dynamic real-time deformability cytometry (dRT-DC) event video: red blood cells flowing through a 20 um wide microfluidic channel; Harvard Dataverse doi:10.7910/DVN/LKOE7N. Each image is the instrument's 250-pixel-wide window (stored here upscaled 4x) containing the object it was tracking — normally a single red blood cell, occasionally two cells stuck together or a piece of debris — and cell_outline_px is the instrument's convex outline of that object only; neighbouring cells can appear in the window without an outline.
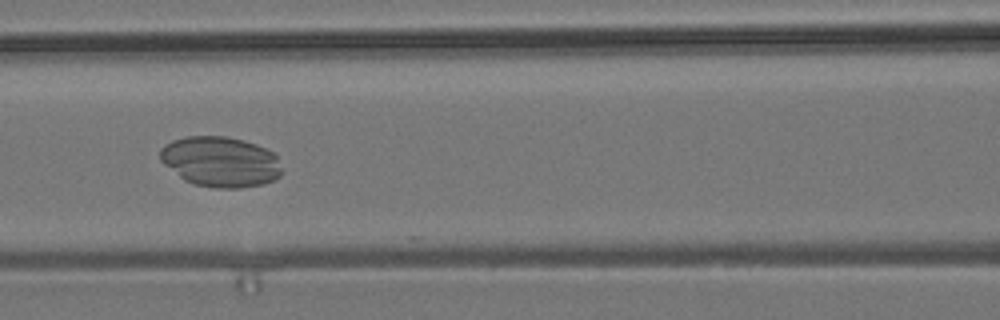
{"species": "common noctule bat (a hibernating species)", "species_latin": "Nyctalus noctula", "temperature_condition": "room temperature", "stored_images_in_passage": 8, "camera_frame_rate_fps": 3000, "um_per_image_px": 0.085, "animal": {"sex": "male", "body_mass_g": 19.2, "forearm_length_mm": 51.8}, "frame": {"image": 1, "passage_image": 6, "time_ms": 6.667, "image_size_px": [1000, 320], "cell_outline_px": [[284, 172], [280, 176], [264, 184], [240, 188], [216, 188], [196, 184], [184, 180], [164, 164], [160, 160], [160, 148], [164, 144], [172, 140], [184, 136], [228, 136], [244, 140], [256, 144], [272, 152], [276, 156]], "centroid_in_image_um": [18.74, 13.74], "position_along_channel_um": 147.9, "area_um2": 35.95}}
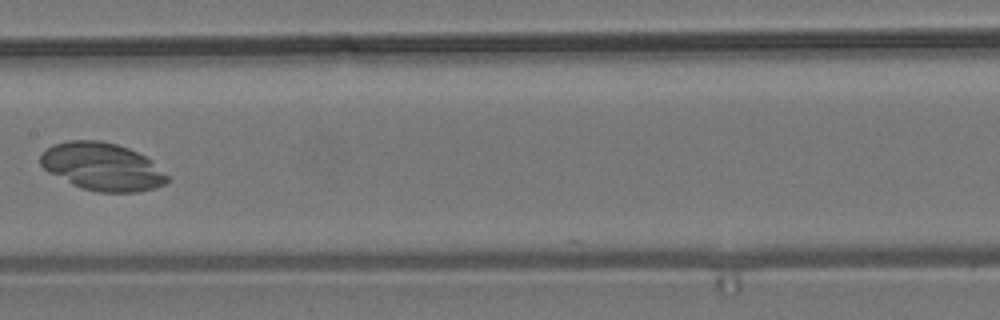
{"frame": {"image": 2, "passage_image": 7, "time_ms": 8.0, "image_size_px": [1000, 320], "cell_outline_px": [[172, 180], [156, 188], [136, 192], [100, 192], [80, 188], [48, 172], [40, 164], [40, 156], [52, 144], [68, 140], [100, 140], [116, 144], [128, 148], [152, 160]], "centroid_in_image_um": [8.7, 14.17], "position_along_channel_um": 198.7, "area_um2": 35.32}}